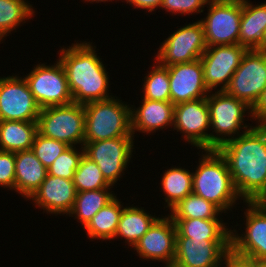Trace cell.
Instances as JSON below:
<instances>
[{
    "instance_id": "3957f363",
    "label": "cell",
    "mask_w": 266,
    "mask_h": 267,
    "mask_svg": "<svg viewBox=\"0 0 266 267\" xmlns=\"http://www.w3.org/2000/svg\"><path fill=\"white\" fill-rule=\"evenodd\" d=\"M199 165L192 172L193 194L213 203L222 212L234 208L242 200L234 187L225 158L217 149L202 150Z\"/></svg>"
},
{
    "instance_id": "d4e9b609",
    "label": "cell",
    "mask_w": 266,
    "mask_h": 267,
    "mask_svg": "<svg viewBox=\"0 0 266 267\" xmlns=\"http://www.w3.org/2000/svg\"><path fill=\"white\" fill-rule=\"evenodd\" d=\"M37 132V121H0V151L31 149Z\"/></svg>"
},
{
    "instance_id": "7a4b0ae2",
    "label": "cell",
    "mask_w": 266,
    "mask_h": 267,
    "mask_svg": "<svg viewBox=\"0 0 266 267\" xmlns=\"http://www.w3.org/2000/svg\"><path fill=\"white\" fill-rule=\"evenodd\" d=\"M92 42L72 43L59 50V61L63 65L69 90L75 103L85 105L90 102L112 98L109 95V75Z\"/></svg>"
},
{
    "instance_id": "7402d4cb",
    "label": "cell",
    "mask_w": 266,
    "mask_h": 267,
    "mask_svg": "<svg viewBox=\"0 0 266 267\" xmlns=\"http://www.w3.org/2000/svg\"><path fill=\"white\" fill-rule=\"evenodd\" d=\"M266 30V2L253 5L243 1L238 44L247 50H257Z\"/></svg>"
},
{
    "instance_id": "8d00e7d4",
    "label": "cell",
    "mask_w": 266,
    "mask_h": 267,
    "mask_svg": "<svg viewBox=\"0 0 266 267\" xmlns=\"http://www.w3.org/2000/svg\"><path fill=\"white\" fill-rule=\"evenodd\" d=\"M222 267H261V261L252 260L235 254L230 250L224 257Z\"/></svg>"
},
{
    "instance_id": "44dd1931",
    "label": "cell",
    "mask_w": 266,
    "mask_h": 267,
    "mask_svg": "<svg viewBox=\"0 0 266 267\" xmlns=\"http://www.w3.org/2000/svg\"><path fill=\"white\" fill-rule=\"evenodd\" d=\"M15 192L29 199L48 175L31 149L15 152Z\"/></svg>"
},
{
    "instance_id": "1f68e13d",
    "label": "cell",
    "mask_w": 266,
    "mask_h": 267,
    "mask_svg": "<svg viewBox=\"0 0 266 267\" xmlns=\"http://www.w3.org/2000/svg\"><path fill=\"white\" fill-rule=\"evenodd\" d=\"M151 71L146 73L144 77L143 97L149 100L156 101H171L170 84L168 67L160 65L157 61L154 62Z\"/></svg>"
},
{
    "instance_id": "4dcf8cb0",
    "label": "cell",
    "mask_w": 266,
    "mask_h": 267,
    "mask_svg": "<svg viewBox=\"0 0 266 267\" xmlns=\"http://www.w3.org/2000/svg\"><path fill=\"white\" fill-rule=\"evenodd\" d=\"M73 183L77 192L114 188L105 180L97 164L85 154L74 172Z\"/></svg>"
},
{
    "instance_id": "9a60e30c",
    "label": "cell",
    "mask_w": 266,
    "mask_h": 267,
    "mask_svg": "<svg viewBox=\"0 0 266 267\" xmlns=\"http://www.w3.org/2000/svg\"><path fill=\"white\" fill-rule=\"evenodd\" d=\"M173 129L183 133L185 142L198 150H209L208 131H211V124L207 99L201 98L175 105Z\"/></svg>"
},
{
    "instance_id": "2e32d148",
    "label": "cell",
    "mask_w": 266,
    "mask_h": 267,
    "mask_svg": "<svg viewBox=\"0 0 266 267\" xmlns=\"http://www.w3.org/2000/svg\"><path fill=\"white\" fill-rule=\"evenodd\" d=\"M176 247V226L172 218L159 217L133 247L139 258L172 265Z\"/></svg>"
},
{
    "instance_id": "e0dca14e",
    "label": "cell",
    "mask_w": 266,
    "mask_h": 267,
    "mask_svg": "<svg viewBox=\"0 0 266 267\" xmlns=\"http://www.w3.org/2000/svg\"><path fill=\"white\" fill-rule=\"evenodd\" d=\"M231 241H206L176 237L173 264L177 267H221Z\"/></svg>"
},
{
    "instance_id": "b9f144b4",
    "label": "cell",
    "mask_w": 266,
    "mask_h": 267,
    "mask_svg": "<svg viewBox=\"0 0 266 267\" xmlns=\"http://www.w3.org/2000/svg\"><path fill=\"white\" fill-rule=\"evenodd\" d=\"M83 1H85V2H90V3H94V2H96V3H101V2H109V1H112V0H83ZM114 1V0H113ZM119 1V0H118Z\"/></svg>"
},
{
    "instance_id": "74e56055",
    "label": "cell",
    "mask_w": 266,
    "mask_h": 267,
    "mask_svg": "<svg viewBox=\"0 0 266 267\" xmlns=\"http://www.w3.org/2000/svg\"><path fill=\"white\" fill-rule=\"evenodd\" d=\"M251 114L255 123L266 125V87L251 107Z\"/></svg>"
},
{
    "instance_id": "8fae6325",
    "label": "cell",
    "mask_w": 266,
    "mask_h": 267,
    "mask_svg": "<svg viewBox=\"0 0 266 267\" xmlns=\"http://www.w3.org/2000/svg\"><path fill=\"white\" fill-rule=\"evenodd\" d=\"M266 87V53L247 50L224 92L254 105Z\"/></svg>"
},
{
    "instance_id": "f1b7e54d",
    "label": "cell",
    "mask_w": 266,
    "mask_h": 267,
    "mask_svg": "<svg viewBox=\"0 0 266 267\" xmlns=\"http://www.w3.org/2000/svg\"><path fill=\"white\" fill-rule=\"evenodd\" d=\"M33 8L27 0H0V42L25 20L32 19Z\"/></svg>"
},
{
    "instance_id": "836d02e7",
    "label": "cell",
    "mask_w": 266,
    "mask_h": 267,
    "mask_svg": "<svg viewBox=\"0 0 266 267\" xmlns=\"http://www.w3.org/2000/svg\"><path fill=\"white\" fill-rule=\"evenodd\" d=\"M68 147L69 146L62 141L45 137L37 132L31 150L41 163L48 168Z\"/></svg>"
},
{
    "instance_id": "d6986e66",
    "label": "cell",
    "mask_w": 266,
    "mask_h": 267,
    "mask_svg": "<svg viewBox=\"0 0 266 267\" xmlns=\"http://www.w3.org/2000/svg\"><path fill=\"white\" fill-rule=\"evenodd\" d=\"M76 194L73 180L47 175L28 200H32L34 206L43 209L47 214H66L68 216L75 202Z\"/></svg>"
},
{
    "instance_id": "60d3db41",
    "label": "cell",
    "mask_w": 266,
    "mask_h": 267,
    "mask_svg": "<svg viewBox=\"0 0 266 267\" xmlns=\"http://www.w3.org/2000/svg\"><path fill=\"white\" fill-rule=\"evenodd\" d=\"M257 202L266 209V193Z\"/></svg>"
},
{
    "instance_id": "7c38bea8",
    "label": "cell",
    "mask_w": 266,
    "mask_h": 267,
    "mask_svg": "<svg viewBox=\"0 0 266 267\" xmlns=\"http://www.w3.org/2000/svg\"><path fill=\"white\" fill-rule=\"evenodd\" d=\"M40 110L24 76L0 77V121H37Z\"/></svg>"
},
{
    "instance_id": "52a82bcc",
    "label": "cell",
    "mask_w": 266,
    "mask_h": 267,
    "mask_svg": "<svg viewBox=\"0 0 266 267\" xmlns=\"http://www.w3.org/2000/svg\"><path fill=\"white\" fill-rule=\"evenodd\" d=\"M201 19L206 46L238 44L243 1L210 0Z\"/></svg>"
},
{
    "instance_id": "f546056e",
    "label": "cell",
    "mask_w": 266,
    "mask_h": 267,
    "mask_svg": "<svg viewBox=\"0 0 266 267\" xmlns=\"http://www.w3.org/2000/svg\"><path fill=\"white\" fill-rule=\"evenodd\" d=\"M169 213L172 219H221L223 212L213 203L195 194L180 200Z\"/></svg>"
},
{
    "instance_id": "d6a6232c",
    "label": "cell",
    "mask_w": 266,
    "mask_h": 267,
    "mask_svg": "<svg viewBox=\"0 0 266 267\" xmlns=\"http://www.w3.org/2000/svg\"><path fill=\"white\" fill-rule=\"evenodd\" d=\"M78 150L76 146H69L65 149L47 168L48 175L73 180L74 172L77 170L80 159L84 154V147L80 148L81 151Z\"/></svg>"
},
{
    "instance_id": "5b68a950",
    "label": "cell",
    "mask_w": 266,
    "mask_h": 267,
    "mask_svg": "<svg viewBox=\"0 0 266 267\" xmlns=\"http://www.w3.org/2000/svg\"><path fill=\"white\" fill-rule=\"evenodd\" d=\"M214 92H210L206 97L212 128V132L209 133V150L217 149L224 142L254 127L244 124L247 115L248 118L250 116V120H253L251 107L246 102L230 96L224 91ZM246 113L248 114L246 115Z\"/></svg>"
},
{
    "instance_id": "4fadbf2b",
    "label": "cell",
    "mask_w": 266,
    "mask_h": 267,
    "mask_svg": "<svg viewBox=\"0 0 266 267\" xmlns=\"http://www.w3.org/2000/svg\"><path fill=\"white\" fill-rule=\"evenodd\" d=\"M244 203L248 207L244 212L245 232L238 234L235 228L231 230V250L239 256L260 262L266 260V209L257 201Z\"/></svg>"
},
{
    "instance_id": "4316f807",
    "label": "cell",
    "mask_w": 266,
    "mask_h": 267,
    "mask_svg": "<svg viewBox=\"0 0 266 267\" xmlns=\"http://www.w3.org/2000/svg\"><path fill=\"white\" fill-rule=\"evenodd\" d=\"M161 188L164 192L166 208L170 210L193 192L192 172L182 167L167 168L162 175Z\"/></svg>"
},
{
    "instance_id": "f35d334b",
    "label": "cell",
    "mask_w": 266,
    "mask_h": 267,
    "mask_svg": "<svg viewBox=\"0 0 266 267\" xmlns=\"http://www.w3.org/2000/svg\"><path fill=\"white\" fill-rule=\"evenodd\" d=\"M127 4L131 5L132 7H135L134 9H145L147 11L153 12L157 10L160 5L162 0H125Z\"/></svg>"
},
{
    "instance_id": "ee69618b",
    "label": "cell",
    "mask_w": 266,
    "mask_h": 267,
    "mask_svg": "<svg viewBox=\"0 0 266 267\" xmlns=\"http://www.w3.org/2000/svg\"><path fill=\"white\" fill-rule=\"evenodd\" d=\"M164 267H177V266H175L174 264H172V265H163Z\"/></svg>"
},
{
    "instance_id": "9c48e42d",
    "label": "cell",
    "mask_w": 266,
    "mask_h": 267,
    "mask_svg": "<svg viewBox=\"0 0 266 267\" xmlns=\"http://www.w3.org/2000/svg\"><path fill=\"white\" fill-rule=\"evenodd\" d=\"M134 142V137L88 142L83 146L84 154L97 164L105 180L114 187L129 166Z\"/></svg>"
},
{
    "instance_id": "d590c367",
    "label": "cell",
    "mask_w": 266,
    "mask_h": 267,
    "mask_svg": "<svg viewBox=\"0 0 266 267\" xmlns=\"http://www.w3.org/2000/svg\"><path fill=\"white\" fill-rule=\"evenodd\" d=\"M15 153L0 151V186L15 190Z\"/></svg>"
},
{
    "instance_id": "83f0119b",
    "label": "cell",
    "mask_w": 266,
    "mask_h": 267,
    "mask_svg": "<svg viewBox=\"0 0 266 267\" xmlns=\"http://www.w3.org/2000/svg\"><path fill=\"white\" fill-rule=\"evenodd\" d=\"M111 189H98L92 191L77 192L75 202L69 217L78 219L83 228L89 223L97 212L107 205L116 195Z\"/></svg>"
},
{
    "instance_id": "603a6c76",
    "label": "cell",
    "mask_w": 266,
    "mask_h": 267,
    "mask_svg": "<svg viewBox=\"0 0 266 267\" xmlns=\"http://www.w3.org/2000/svg\"><path fill=\"white\" fill-rule=\"evenodd\" d=\"M176 237L206 241H231V230L222 219H172Z\"/></svg>"
},
{
    "instance_id": "ba28073f",
    "label": "cell",
    "mask_w": 266,
    "mask_h": 267,
    "mask_svg": "<svg viewBox=\"0 0 266 267\" xmlns=\"http://www.w3.org/2000/svg\"><path fill=\"white\" fill-rule=\"evenodd\" d=\"M55 62L51 66L39 63L24 77L41 109L74 102L65 69L59 59Z\"/></svg>"
},
{
    "instance_id": "cb8c5ba5",
    "label": "cell",
    "mask_w": 266,
    "mask_h": 267,
    "mask_svg": "<svg viewBox=\"0 0 266 267\" xmlns=\"http://www.w3.org/2000/svg\"><path fill=\"white\" fill-rule=\"evenodd\" d=\"M158 218L147 213L144 207L126 205L123 208L114 239L124 238L125 243L132 249Z\"/></svg>"
},
{
    "instance_id": "484cf974",
    "label": "cell",
    "mask_w": 266,
    "mask_h": 267,
    "mask_svg": "<svg viewBox=\"0 0 266 267\" xmlns=\"http://www.w3.org/2000/svg\"><path fill=\"white\" fill-rule=\"evenodd\" d=\"M115 196L107 205L100 209L84 227L86 235L94 240H114L120 217L123 211V204Z\"/></svg>"
},
{
    "instance_id": "6da1fadb",
    "label": "cell",
    "mask_w": 266,
    "mask_h": 267,
    "mask_svg": "<svg viewBox=\"0 0 266 267\" xmlns=\"http://www.w3.org/2000/svg\"><path fill=\"white\" fill-rule=\"evenodd\" d=\"M217 150L225 158L243 202L258 201L266 193V125L256 124Z\"/></svg>"
},
{
    "instance_id": "ac0fdd59",
    "label": "cell",
    "mask_w": 266,
    "mask_h": 267,
    "mask_svg": "<svg viewBox=\"0 0 266 267\" xmlns=\"http://www.w3.org/2000/svg\"><path fill=\"white\" fill-rule=\"evenodd\" d=\"M167 67L171 102L174 105L206 98L210 93L204 82L200 58Z\"/></svg>"
},
{
    "instance_id": "8992f818",
    "label": "cell",
    "mask_w": 266,
    "mask_h": 267,
    "mask_svg": "<svg viewBox=\"0 0 266 267\" xmlns=\"http://www.w3.org/2000/svg\"><path fill=\"white\" fill-rule=\"evenodd\" d=\"M39 134L62 141L68 146H84V106L75 102L67 105L45 107L37 118Z\"/></svg>"
},
{
    "instance_id": "e575fe53",
    "label": "cell",
    "mask_w": 266,
    "mask_h": 267,
    "mask_svg": "<svg viewBox=\"0 0 266 267\" xmlns=\"http://www.w3.org/2000/svg\"><path fill=\"white\" fill-rule=\"evenodd\" d=\"M210 0H162L159 7L165 11L174 14L192 15L201 14L204 11V6L208 5Z\"/></svg>"
},
{
    "instance_id": "30bf717a",
    "label": "cell",
    "mask_w": 266,
    "mask_h": 267,
    "mask_svg": "<svg viewBox=\"0 0 266 267\" xmlns=\"http://www.w3.org/2000/svg\"><path fill=\"white\" fill-rule=\"evenodd\" d=\"M159 47L154 61L166 67L201 58L207 48L201 21L178 28Z\"/></svg>"
},
{
    "instance_id": "ffe728a7",
    "label": "cell",
    "mask_w": 266,
    "mask_h": 267,
    "mask_svg": "<svg viewBox=\"0 0 266 267\" xmlns=\"http://www.w3.org/2000/svg\"><path fill=\"white\" fill-rule=\"evenodd\" d=\"M174 106L171 101H156L145 98L142 99L138 108L131 105V131L133 136H135L136 131L144 134H154L157 130L167 129L166 127L172 128Z\"/></svg>"
},
{
    "instance_id": "7bdbcfd3",
    "label": "cell",
    "mask_w": 266,
    "mask_h": 267,
    "mask_svg": "<svg viewBox=\"0 0 266 267\" xmlns=\"http://www.w3.org/2000/svg\"><path fill=\"white\" fill-rule=\"evenodd\" d=\"M261 267H266V260L261 261Z\"/></svg>"
},
{
    "instance_id": "5bb4252c",
    "label": "cell",
    "mask_w": 266,
    "mask_h": 267,
    "mask_svg": "<svg viewBox=\"0 0 266 267\" xmlns=\"http://www.w3.org/2000/svg\"><path fill=\"white\" fill-rule=\"evenodd\" d=\"M246 51L247 49L239 44L206 48L200 60L203 66L204 82L210 92L212 90L224 91Z\"/></svg>"
},
{
    "instance_id": "ab89813d",
    "label": "cell",
    "mask_w": 266,
    "mask_h": 267,
    "mask_svg": "<svg viewBox=\"0 0 266 267\" xmlns=\"http://www.w3.org/2000/svg\"><path fill=\"white\" fill-rule=\"evenodd\" d=\"M257 51L266 53V30L264 32L263 38L261 40V44H260L259 48L257 49Z\"/></svg>"
},
{
    "instance_id": "277c9868",
    "label": "cell",
    "mask_w": 266,
    "mask_h": 267,
    "mask_svg": "<svg viewBox=\"0 0 266 267\" xmlns=\"http://www.w3.org/2000/svg\"><path fill=\"white\" fill-rule=\"evenodd\" d=\"M115 97L83 105L84 145L88 142L117 137H134L131 131V104Z\"/></svg>"
}]
</instances>
